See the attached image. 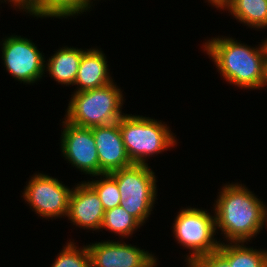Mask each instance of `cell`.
<instances>
[{"instance_id":"obj_1","label":"cell","mask_w":267,"mask_h":267,"mask_svg":"<svg viewBox=\"0 0 267 267\" xmlns=\"http://www.w3.org/2000/svg\"><path fill=\"white\" fill-rule=\"evenodd\" d=\"M261 43L251 47L232 36H216L203 42L202 47L228 84L260 90L267 88V45L265 40Z\"/></svg>"},{"instance_id":"obj_2","label":"cell","mask_w":267,"mask_h":267,"mask_svg":"<svg viewBox=\"0 0 267 267\" xmlns=\"http://www.w3.org/2000/svg\"><path fill=\"white\" fill-rule=\"evenodd\" d=\"M219 191L213 204L216 231L227 243L256 238L263 230L262 199L240 182H226Z\"/></svg>"},{"instance_id":"obj_3","label":"cell","mask_w":267,"mask_h":267,"mask_svg":"<svg viewBox=\"0 0 267 267\" xmlns=\"http://www.w3.org/2000/svg\"><path fill=\"white\" fill-rule=\"evenodd\" d=\"M117 83L96 89L73 92L64 119L76 126L95 127L118 122L126 99Z\"/></svg>"},{"instance_id":"obj_4","label":"cell","mask_w":267,"mask_h":267,"mask_svg":"<svg viewBox=\"0 0 267 267\" xmlns=\"http://www.w3.org/2000/svg\"><path fill=\"white\" fill-rule=\"evenodd\" d=\"M119 128L127 155L134 164H148L146 161L153 155L177 146L176 135L162 120L125 114L119 120Z\"/></svg>"},{"instance_id":"obj_5","label":"cell","mask_w":267,"mask_h":267,"mask_svg":"<svg viewBox=\"0 0 267 267\" xmlns=\"http://www.w3.org/2000/svg\"><path fill=\"white\" fill-rule=\"evenodd\" d=\"M173 222V237L180 246L189 250V254L184 255V262H187L185 266L190 265L198 257L219 249L221 239L214 237L218 234L215 215H211L206 209L182 207Z\"/></svg>"},{"instance_id":"obj_6","label":"cell","mask_w":267,"mask_h":267,"mask_svg":"<svg viewBox=\"0 0 267 267\" xmlns=\"http://www.w3.org/2000/svg\"><path fill=\"white\" fill-rule=\"evenodd\" d=\"M149 164H132L109 173L117 182L120 206L142 226L151 216L157 195V178ZM150 215V216H149Z\"/></svg>"},{"instance_id":"obj_7","label":"cell","mask_w":267,"mask_h":267,"mask_svg":"<svg viewBox=\"0 0 267 267\" xmlns=\"http://www.w3.org/2000/svg\"><path fill=\"white\" fill-rule=\"evenodd\" d=\"M23 190L24 201L38 217L52 220L67 217L73 188L65 186L58 178L34 173Z\"/></svg>"},{"instance_id":"obj_8","label":"cell","mask_w":267,"mask_h":267,"mask_svg":"<svg viewBox=\"0 0 267 267\" xmlns=\"http://www.w3.org/2000/svg\"><path fill=\"white\" fill-rule=\"evenodd\" d=\"M21 35H7L0 42L4 69L26 85L37 83L45 75V56L37 45Z\"/></svg>"},{"instance_id":"obj_9","label":"cell","mask_w":267,"mask_h":267,"mask_svg":"<svg viewBox=\"0 0 267 267\" xmlns=\"http://www.w3.org/2000/svg\"><path fill=\"white\" fill-rule=\"evenodd\" d=\"M61 155L71 166L90 177L100 174L98 152L91 128L80 127L62 119Z\"/></svg>"},{"instance_id":"obj_10","label":"cell","mask_w":267,"mask_h":267,"mask_svg":"<svg viewBox=\"0 0 267 267\" xmlns=\"http://www.w3.org/2000/svg\"><path fill=\"white\" fill-rule=\"evenodd\" d=\"M123 241V242H122ZM91 267H156L155 254L124 240H105L87 245Z\"/></svg>"},{"instance_id":"obj_11","label":"cell","mask_w":267,"mask_h":267,"mask_svg":"<svg viewBox=\"0 0 267 267\" xmlns=\"http://www.w3.org/2000/svg\"><path fill=\"white\" fill-rule=\"evenodd\" d=\"M105 210L97 193L84 181L73 187L67 219L77 228L100 231Z\"/></svg>"},{"instance_id":"obj_12","label":"cell","mask_w":267,"mask_h":267,"mask_svg":"<svg viewBox=\"0 0 267 267\" xmlns=\"http://www.w3.org/2000/svg\"><path fill=\"white\" fill-rule=\"evenodd\" d=\"M99 158L100 174L131 166L124 147L119 121L91 127Z\"/></svg>"},{"instance_id":"obj_13","label":"cell","mask_w":267,"mask_h":267,"mask_svg":"<svg viewBox=\"0 0 267 267\" xmlns=\"http://www.w3.org/2000/svg\"><path fill=\"white\" fill-rule=\"evenodd\" d=\"M108 60L101 48L86 49L82 55L79 69L77 71L76 87L74 92H81L104 87L114 78L110 75Z\"/></svg>"},{"instance_id":"obj_14","label":"cell","mask_w":267,"mask_h":267,"mask_svg":"<svg viewBox=\"0 0 267 267\" xmlns=\"http://www.w3.org/2000/svg\"><path fill=\"white\" fill-rule=\"evenodd\" d=\"M84 51L82 48H74L73 46L70 48L68 46L60 47L45 60V72L58 84L68 87L74 86Z\"/></svg>"},{"instance_id":"obj_15","label":"cell","mask_w":267,"mask_h":267,"mask_svg":"<svg viewBox=\"0 0 267 267\" xmlns=\"http://www.w3.org/2000/svg\"><path fill=\"white\" fill-rule=\"evenodd\" d=\"M216 9L228 11L251 29L262 31L267 28V0H225Z\"/></svg>"},{"instance_id":"obj_16","label":"cell","mask_w":267,"mask_h":267,"mask_svg":"<svg viewBox=\"0 0 267 267\" xmlns=\"http://www.w3.org/2000/svg\"><path fill=\"white\" fill-rule=\"evenodd\" d=\"M221 242L217 250L230 267H267V249H254L247 242Z\"/></svg>"},{"instance_id":"obj_17","label":"cell","mask_w":267,"mask_h":267,"mask_svg":"<svg viewBox=\"0 0 267 267\" xmlns=\"http://www.w3.org/2000/svg\"><path fill=\"white\" fill-rule=\"evenodd\" d=\"M95 0H38V18H72L92 9ZM97 1V0H96Z\"/></svg>"},{"instance_id":"obj_18","label":"cell","mask_w":267,"mask_h":267,"mask_svg":"<svg viewBox=\"0 0 267 267\" xmlns=\"http://www.w3.org/2000/svg\"><path fill=\"white\" fill-rule=\"evenodd\" d=\"M140 227L142 225L134 217L121 206H117L105 211L100 231L108 230L112 234L127 239L129 236L132 237Z\"/></svg>"},{"instance_id":"obj_19","label":"cell","mask_w":267,"mask_h":267,"mask_svg":"<svg viewBox=\"0 0 267 267\" xmlns=\"http://www.w3.org/2000/svg\"><path fill=\"white\" fill-rule=\"evenodd\" d=\"M92 181H85L98 195L104 210L120 206L122 202L116 180L109 174L103 173L92 176ZM97 179V180H96Z\"/></svg>"},{"instance_id":"obj_20","label":"cell","mask_w":267,"mask_h":267,"mask_svg":"<svg viewBox=\"0 0 267 267\" xmlns=\"http://www.w3.org/2000/svg\"><path fill=\"white\" fill-rule=\"evenodd\" d=\"M51 267H91L87 244L79 248L74 240L68 241L57 254Z\"/></svg>"},{"instance_id":"obj_21","label":"cell","mask_w":267,"mask_h":267,"mask_svg":"<svg viewBox=\"0 0 267 267\" xmlns=\"http://www.w3.org/2000/svg\"><path fill=\"white\" fill-rule=\"evenodd\" d=\"M187 267H230L229 262L218 252L203 255Z\"/></svg>"},{"instance_id":"obj_22","label":"cell","mask_w":267,"mask_h":267,"mask_svg":"<svg viewBox=\"0 0 267 267\" xmlns=\"http://www.w3.org/2000/svg\"><path fill=\"white\" fill-rule=\"evenodd\" d=\"M7 1V2H6ZM1 3H10L14 9H19L21 11H25L26 14L33 16L34 18H38V0H0Z\"/></svg>"},{"instance_id":"obj_23","label":"cell","mask_w":267,"mask_h":267,"mask_svg":"<svg viewBox=\"0 0 267 267\" xmlns=\"http://www.w3.org/2000/svg\"><path fill=\"white\" fill-rule=\"evenodd\" d=\"M264 226L267 228V205L262 200V228H264Z\"/></svg>"},{"instance_id":"obj_24","label":"cell","mask_w":267,"mask_h":267,"mask_svg":"<svg viewBox=\"0 0 267 267\" xmlns=\"http://www.w3.org/2000/svg\"><path fill=\"white\" fill-rule=\"evenodd\" d=\"M223 1L225 0H206V2H208L209 5H212L213 7H218Z\"/></svg>"}]
</instances>
